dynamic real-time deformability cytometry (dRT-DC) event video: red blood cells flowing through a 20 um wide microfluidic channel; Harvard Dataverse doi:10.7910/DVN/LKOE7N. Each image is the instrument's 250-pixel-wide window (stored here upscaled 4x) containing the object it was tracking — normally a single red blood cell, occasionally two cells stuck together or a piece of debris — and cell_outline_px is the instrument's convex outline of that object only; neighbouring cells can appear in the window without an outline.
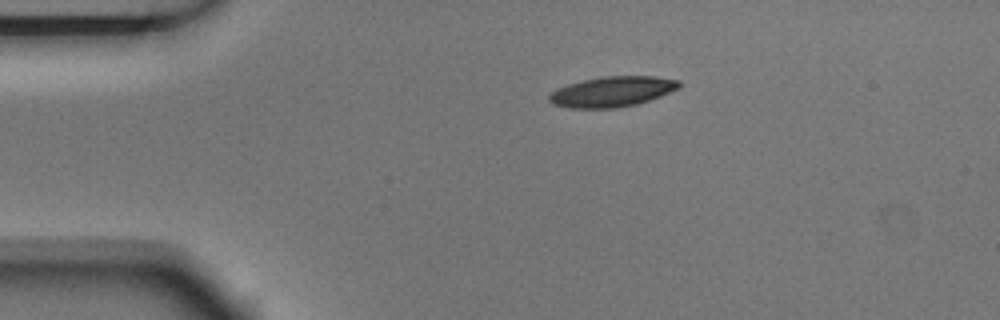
{"species": "Egyptian fruit bat (a non-hibernating species)", "species_latin": "Rousettus aegyptiacus", "temperature_condition": "room temperature", "stored_images_in_passage": 2, "camera_frame_rate_fps": 3000, "um_per_image_px": 0.085, "animal": {"sex": "male"}, "frame": {"image": 1, "passage_image": 1, "time_ms": 0.0, "image_size_px": [1000, 320], "cell_outline_px": [[680, 88], [660, 96], [636, 104], [616, 108], [572, 108], [552, 104], [548, 100], [548, 96], [552, 92], [568, 84], [600, 76], [656, 76], [680, 80]], "centroid_in_image_um": [52.05, 7.78], "position_along_channel_um": 32.9, "area_um2": 22.89}}